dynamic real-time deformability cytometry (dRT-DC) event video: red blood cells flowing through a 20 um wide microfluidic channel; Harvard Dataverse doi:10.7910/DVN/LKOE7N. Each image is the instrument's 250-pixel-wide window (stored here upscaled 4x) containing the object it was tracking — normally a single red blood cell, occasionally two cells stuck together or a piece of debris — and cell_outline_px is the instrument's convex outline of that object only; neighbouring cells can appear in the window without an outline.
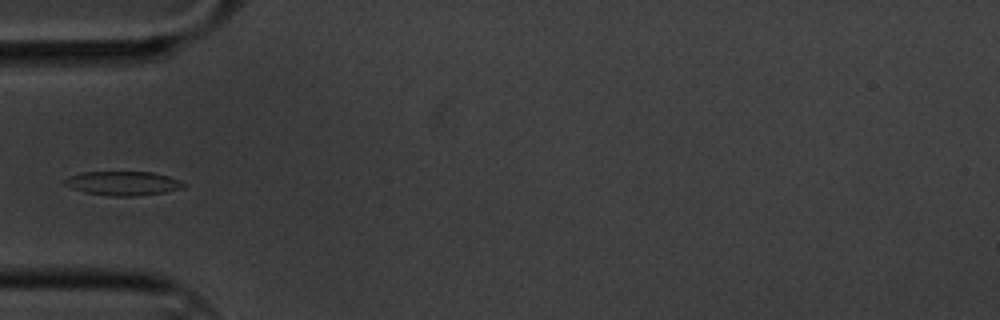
{"species": "common noctule bat (a hibernating species)", "species_latin": "Nyctalus noctula", "temperature_condition": "cold", "stored_images_in_passage": 10, "camera_frame_rate_fps": 3000, "um_per_image_px": 0.085, "animal": {"sex": "male", "body_mass_g": 20.1, "forearm_length_mm": 53.5}, "frame": {"image": 1, "passage_image": 5, "time_ms": 1.333, "image_size_px": [1000, 320], "cell_outline_px": [[188, 184], [184, 188], [164, 192], [136, 196], [108, 196], [84, 192], [72, 188], [64, 184], [64, 180], [68, 176], [84, 172], [152, 172], [168, 176], [180, 180]], "centroid_in_image_um": [10.48, 15.58], "position_along_channel_um": 74.5, "area_um2": 16.76}}
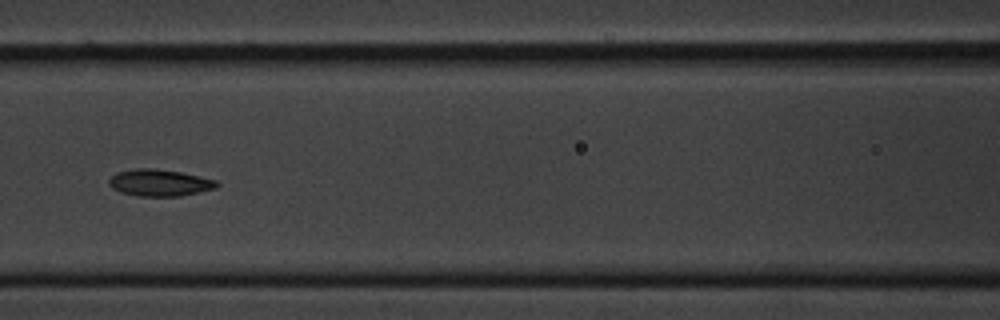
{"frame": {"image": 2, "passage_image": 7, "time_ms": 2.0, "image_size_px": [1000, 320], "cell_outline_px": [[220, 184], [216, 188], [200, 192], [180, 196], [136, 196], [120, 192], [112, 188], [108, 184], [108, 180], [116, 172], [136, 168], [152, 168], [180, 172], [216, 180]], "centroid_in_image_um": [13.54, 15.54], "position_along_channel_um": 153.1, "area_um2": 16.88}}
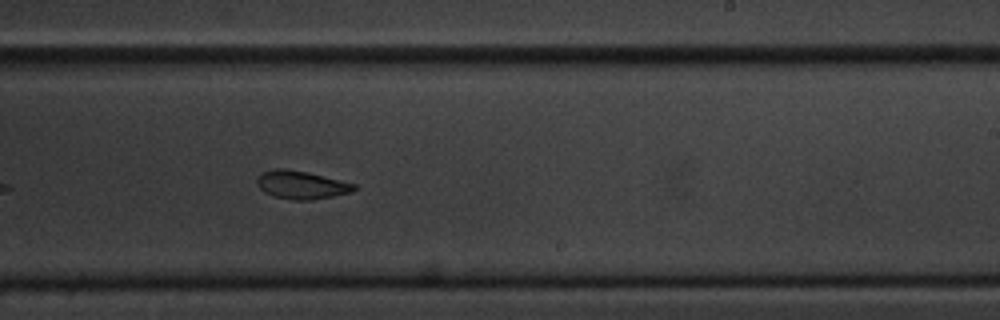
{"frame": {"image": 3, "passage_image": 10, "time_ms": 3.0, "image_size_px": [1000, 320], "cell_outline_px": [[356, 188], [352, 192], [312, 200], [296, 200], [272, 196], [264, 192], [256, 184], [256, 176], [260, 172], [276, 168], [284, 168], [308, 172], [356, 184]], "centroid_in_image_um": [25.57, 15.7], "position_along_channel_um": 263.4, "area_um2": 16.07}}